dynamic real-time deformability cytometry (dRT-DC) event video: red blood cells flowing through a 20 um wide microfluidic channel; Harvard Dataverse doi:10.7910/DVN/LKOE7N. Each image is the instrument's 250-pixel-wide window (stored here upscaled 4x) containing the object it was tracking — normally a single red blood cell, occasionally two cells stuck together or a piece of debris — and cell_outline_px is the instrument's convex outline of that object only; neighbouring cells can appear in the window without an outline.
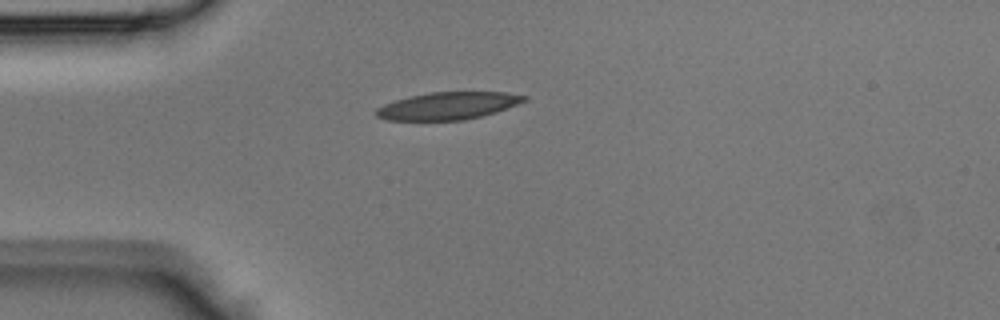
{"species": "Egyptian fruit bat (a non-hibernating species)", "species_latin": "Rousettus aegyptiacus", "temperature_condition": "room temperature", "stored_images_in_passage": 31, "camera_frame_rate_fps": 3000, "um_per_image_px": 0.085, "animal": {"sex": "male"}, "frame": {"image": 1, "passage_image": 2, "time_ms": 0.333, "image_size_px": [1000, 320], "cell_outline_px": [[528, 100], [496, 112], [464, 120], [388, 120], [376, 116], [376, 108], [384, 104], [408, 96], [428, 92], [504, 92], [528, 96]], "centroid_in_image_um": [38.08, 8.99], "position_along_channel_um": 46.9, "area_um2": 23.58}}
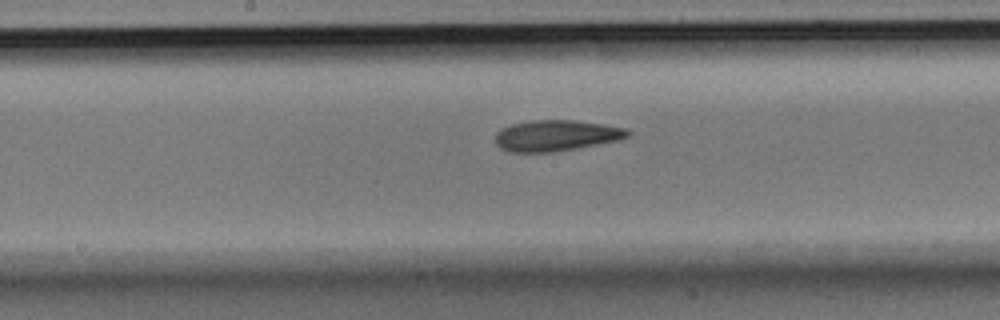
{"frame": {"image": 2, "passage_image": 13, "time_ms": 4.0, "image_size_px": [1000, 320], "cell_outline_px": [[632, 136], [620, 140], [576, 148], [552, 152], [512, 152], [500, 148], [496, 144], [496, 132], [500, 128], [512, 124], [532, 120], [572, 120], [604, 124], [628, 128], [632, 132]], "centroid_in_image_um": [47.32, 11.51], "position_along_channel_um": 200.9, "area_um2": 24.1}}
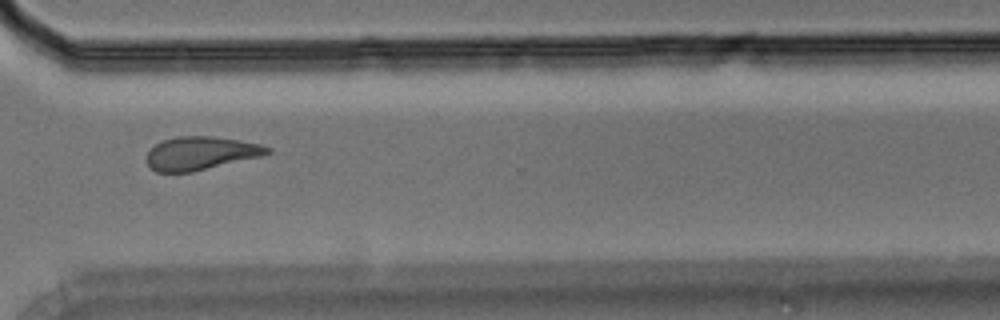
{"frame": {"image": 3, "passage_image": 23, "time_ms": 7.333, "image_size_px": [1000, 320], "cell_outline_px": [[272, 152], [260, 156], [192, 172], [156, 172], [148, 168], [144, 160], [148, 152], [156, 144], [164, 140], [176, 136], [212, 136], [260, 144], [272, 148]], "centroid_in_image_um": [17.0, 13.03], "position_along_channel_um": 353.6, "area_um2": 23.41}}